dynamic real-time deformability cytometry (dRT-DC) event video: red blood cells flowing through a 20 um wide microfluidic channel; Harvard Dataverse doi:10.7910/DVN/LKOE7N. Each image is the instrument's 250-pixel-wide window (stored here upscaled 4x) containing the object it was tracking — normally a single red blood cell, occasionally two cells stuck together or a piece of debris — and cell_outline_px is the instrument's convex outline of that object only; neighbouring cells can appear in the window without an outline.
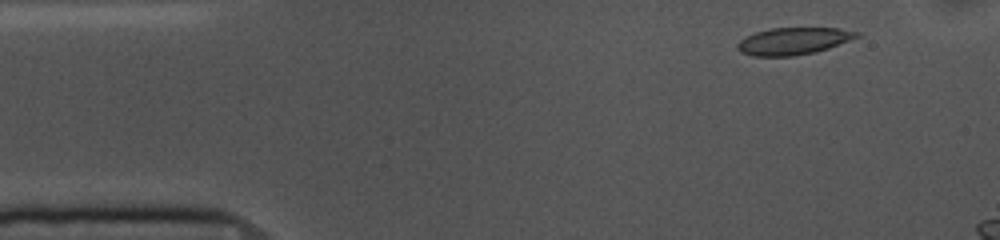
{"species": "common noctule bat (a hibernating species)", "species_latin": "Nyctalus noctula", "temperature_condition": "cold", "stored_images_in_passage": 13, "camera_frame_rate_fps": 3000, "um_per_image_px": 0.085, "animal": {"sex": "female", "body_mass_g": 10.0, "forearm_length_mm": 53.1}, "frame": {"image": 1, "passage_image": 3, "time_ms": 0.667, "image_size_px": [1000, 240], "cell_outline_px": [[860, 36], [828, 48], [816, 52], [792, 56], [752, 56], [740, 52], [736, 48], [736, 44], [740, 40], [756, 32], [768, 28], [840, 28], [860, 32]], "centroid_in_image_um": [67.42, 3.49], "position_along_channel_um": 17.6, "area_um2": 18.84}}
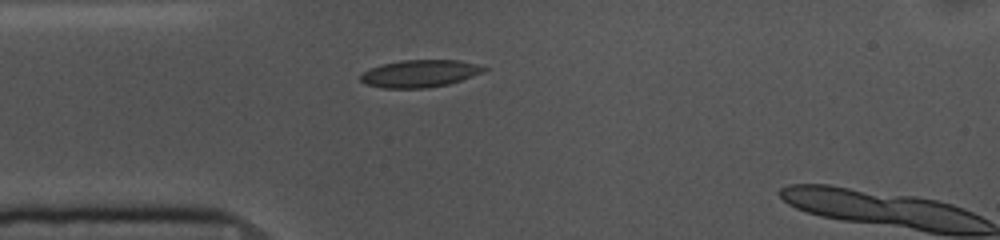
{"frame": {"image": 2, "passage_image": 11, "time_ms": 3.333, "image_size_px": [1000, 240], "cell_outline_px": [[488, 68], [484, 72], [448, 84], [428, 88], [384, 88], [368, 84], [360, 80], [360, 76], [364, 72], [380, 64], [404, 60], [460, 60], [476, 64]], "centroid_in_image_um": [35.7, 6.25], "position_along_channel_um": 49.3, "area_um2": 19.48}}